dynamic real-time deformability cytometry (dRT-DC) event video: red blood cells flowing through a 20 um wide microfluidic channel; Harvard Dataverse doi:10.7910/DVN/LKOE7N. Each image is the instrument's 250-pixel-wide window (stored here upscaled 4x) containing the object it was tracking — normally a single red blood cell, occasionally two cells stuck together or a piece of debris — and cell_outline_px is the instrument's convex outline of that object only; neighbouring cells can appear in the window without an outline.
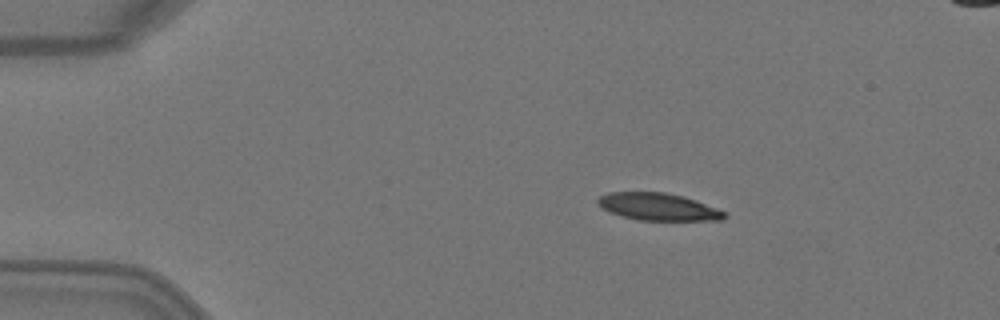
{"species": "Egyptian fruit bat (a non-hibernating species)", "species_latin": "Rousettus aegyptiacus", "temperature_condition": "warm", "stored_images_in_passage": 6, "camera_frame_rate_fps": 3000, "um_per_image_px": 0.085, "animal": {"sex": "female"}, "frame": {"image": 1, "passage_image": 2, "time_ms": 0.333, "image_size_px": [1000, 320], "cell_outline_px": [[728, 216], [724, 220], [640, 220], [620, 216], [596, 204], [596, 200], [600, 196], [608, 192], [664, 192], [684, 196], [696, 200], [728, 212]], "centroid_in_image_um": [55.99, 17.57], "position_along_channel_um": 29.0, "area_um2": 20.29}}
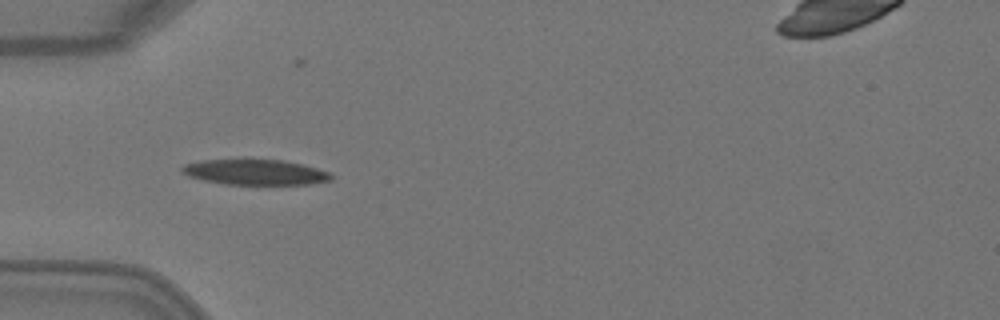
{"frame": {"image": 2, "passage_image": 4, "time_ms": 1.0, "image_size_px": [1000, 320], "cell_outline_px": [[332, 180], [308, 184], [224, 184], [204, 180], [188, 176], [180, 172], [180, 168], [184, 164], [204, 160], [248, 156], [280, 160], [300, 164], [316, 168], [328, 172], [332, 176]], "centroid_in_image_um": [21.6, 14.58], "position_along_channel_um": 63.4, "area_um2": 22.83}}